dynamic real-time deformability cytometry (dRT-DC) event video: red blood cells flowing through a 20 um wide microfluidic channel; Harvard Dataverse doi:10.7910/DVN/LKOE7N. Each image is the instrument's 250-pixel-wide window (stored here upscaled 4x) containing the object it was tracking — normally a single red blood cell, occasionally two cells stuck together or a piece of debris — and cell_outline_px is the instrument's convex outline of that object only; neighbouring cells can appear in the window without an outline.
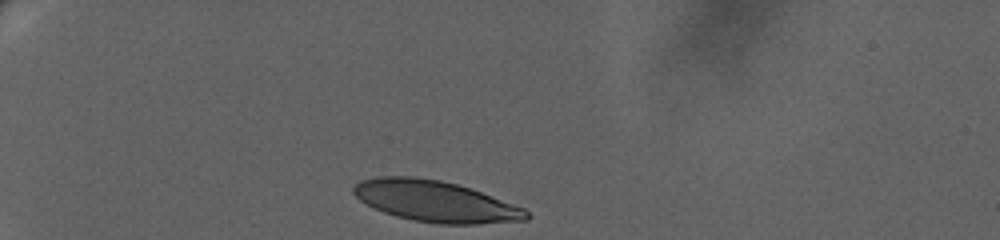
{"species": "human", "species_latin": "Homo sapiens", "temperature_condition": "warm", "stored_images_in_passage": 34, "camera_frame_rate_fps": 3000, "um_per_image_px": 0.085, "donor": {"sex": "female"}, "frame": {"image": 1, "passage_image": 1, "time_ms": 0.0, "image_size_px": [1000, 240], "cell_outline_px": [[532, 216], [528, 220], [476, 224], [440, 224], [412, 220], [396, 216], [384, 212], [360, 200], [352, 192], [352, 188], [360, 180], [376, 176], [412, 176], [440, 180], [472, 188], [524, 208]], "centroid_in_image_um": [37.02, 17.1], "position_along_channel_um": 48.0, "area_um2": 41.5}}
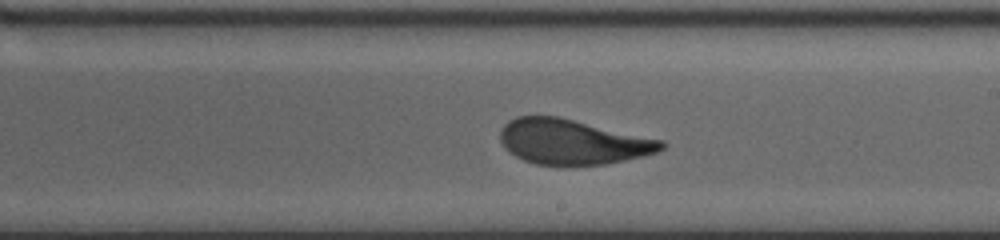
{"frame": {"image": 2, "passage_image": 20, "time_ms": 7.333, "image_size_px": [1000, 240], "cell_outline_px": [[668, 144], [664, 148], [656, 152], [644, 156], [604, 164], [536, 164], [524, 160], [508, 152], [504, 148], [500, 140], [500, 132], [504, 124], [508, 120], [516, 116], [556, 116], [664, 140]], "centroid_in_image_um": [48.66, 12.04], "position_along_channel_um": 240.3, "area_um2": 42.08}}
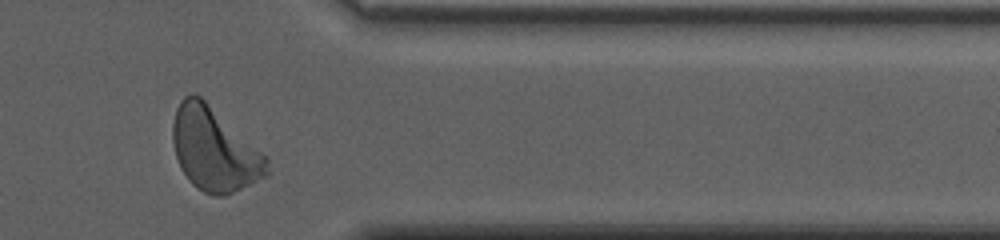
{"frame": {"image": 3, "passage_image": 34, "time_ms": 12.0, "image_size_px": [1000, 240], "cell_outline_px": [[268, 176], [224, 196], [212, 196], [204, 192], [192, 184], [188, 180], [180, 168], [176, 156], [172, 140], [172, 124], [176, 108], [180, 100], [184, 96], [192, 92], [200, 96], [268, 156]], "centroid_in_image_um": [18.21, 12.7], "position_along_channel_um": 393.2, "area_um2": 45.95}, "authors_computed_cell_mechanics": {"area_um2": 42.9743, "velocity_mm_per_s": 3.3943, "shape_relaxation_time_tau1_ms": 3.745, "shape_relaxation_time_tau2_ms": 0.0173, "deformation_change_tau1": 0.1826, "deformation_change_tau2": 0.071}}